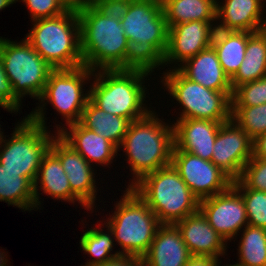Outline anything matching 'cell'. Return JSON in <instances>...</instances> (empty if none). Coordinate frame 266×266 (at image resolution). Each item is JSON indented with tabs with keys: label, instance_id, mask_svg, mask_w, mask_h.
<instances>
[{
	"label": "cell",
	"instance_id": "6da1fadb",
	"mask_svg": "<svg viewBox=\"0 0 266 266\" xmlns=\"http://www.w3.org/2000/svg\"><path fill=\"white\" fill-rule=\"evenodd\" d=\"M83 65L91 70L133 69V54L120 20L91 3L77 10Z\"/></svg>",
	"mask_w": 266,
	"mask_h": 266
},
{
	"label": "cell",
	"instance_id": "7a4b0ae2",
	"mask_svg": "<svg viewBox=\"0 0 266 266\" xmlns=\"http://www.w3.org/2000/svg\"><path fill=\"white\" fill-rule=\"evenodd\" d=\"M158 118L151 110L146 116L131 122L118 151L122 149L130 167L133 179L127 187H132L144 175L171 164L174 147L173 124Z\"/></svg>",
	"mask_w": 266,
	"mask_h": 266
},
{
	"label": "cell",
	"instance_id": "3957f363",
	"mask_svg": "<svg viewBox=\"0 0 266 266\" xmlns=\"http://www.w3.org/2000/svg\"><path fill=\"white\" fill-rule=\"evenodd\" d=\"M154 71L144 66L94 70V83L89 87L90 100L106 113L125 117L131 122L140 119L151 111L144 103L147 94L144 84L145 78Z\"/></svg>",
	"mask_w": 266,
	"mask_h": 266
},
{
	"label": "cell",
	"instance_id": "277c9868",
	"mask_svg": "<svg viewBox=\"0 0 266 266\" xmlns=\"http://www.w3.org/2000/svg\"><path fill=\"white\" fill-rule=\"evenodd\" d=\"M133 54V68L161 69L168 46L169 27L158 0H131L120 20Z\"/></svg>",
	"mask_w": 266,
	"mask_h": 266
},
{
	"label": "cell",
	"instance_id": "5b68a950",
	"mask_svg": "<svg viewBox=\"0 0 266 266\" xmlns=\"http://www.w3.org/2000/svg\"><path fill=\"white\" fill-rule=\"evenodd\" d=\"M25 39L53 69L83 66L78 12L68 9L61 15L32 21Z\"/></svg>",
	"mask_w": 266,
	"mask_h": 266
},
{
	"label": "cell",
	"instance_id": "8992f818",
	"mask_svg": "<svg viewBox=\"0 0 266 266\" xmlns=\"http://www.w3.org/2000/svg\"><path fill=\"white\" fill-rule=\"evenodd\" d=\"M131 188L161 224H175L199 210V199L172 164L144 175Z\"/></svg>",
	"mask_w": 266,
	"mask_h": 266
},
{
	"label": "cell",
	"instance_id": "52a82bcc",
	"mask_svg": "<svg viewBox=\"0 0 266 266\" xmlns=\"http://www.w3.org/2000/svg\"><path fill=\"white\" fill-rule=\"evenodd\" d=\"M114 213L104 222L112 231L113 238L123 255L142 258L149 250L161 225L147 203L131 187H126Z\"/></svg>",
	"mask_w": 266,
	"mask_h": 266
},
{
	"label": "cell",
	"instance_id": "ba28073f",
	"mask_svg": "<svg viewBox=\"0 0 266 266\" xmlns=\"http://www.w3.org/2000/svg\"><path fill=\"white\" fill-rule=\"evenodd\" d=\"M93 73L94 70L84 65L72 69H54L49 74L44 91L38 99L39 106L33 109L34 111L27 117L34 123L48 128L44 110L46 103H50L53 109L63 116L62 119H65L66 127L69 124L80 122L82 112L90 99V91L88 89L85 91L83 88L86 81H92Z\"/></svg>",
	"mask_w": 266,
	"mask_h": 266
},
{
	"label": "cell",
	"instance_id": "9c48e42d",
	"mask_svg": "<svg viewBox=\"0 0 266 266\" xmlns=\"http://www.w3.org/2000/svg\"><path fill=\"white\" fill-rule=\"evenodd\" d=\"M168 69L160 78L170 98L183 108L178 119H207L220 123L231 120L233 92L206 88L187 79L177 68Z\"/></svg>",
	"mask_w": 266,
	"mask_h": 266
},
{
	"label": "cell",
	"instance_id": "30bf717a",
	"mask_svg": "<svg viewBox=\"0 0 266 266\" xmlns=\"http://www.w3.org/2000/svg\"><path fill=\"white\" fill-rule=\"evenodd\" d=\"M0 57L15 96L20 101L26 95L38 100L53 67L25 38L15 42L0 36Z\"/></svg>",
	"mask_w": 266,
	"mask_h": 266
},
{
	"label": "cell",
	"instance_id": "8fae6325",
	"mask_svg": "<svg viewBox=\"0 0 266 266\" xmlns=\"http://www.w3.org/2000/svg\"><path fill=\"white\" fill-rule=\"evenodd\" d=\"M17 123L10 134L11 138L5 137L0 148V163L34 183L42 158L50 149L54 136L48 128L34 123L27 116Z\"/></svg>",
	"mask_w": 266,
	"mask_h": 266
},
{
	"label": "cell",
	"instance_id": "7c38bea8",
	"mask_svg": "<svg viewBox=\"0 0 266 266\" xmlns=\"http://www.w3.org/2000/svg\"><path fill=\"white\" fill-rule=\"evenodd\" d=\"M171 164L199 200L226 191L233 182L212 161L186 151L172 150Z\"/></svg>",
	"mask_w": 266,
	"mask_h": 266
},
{
	"label": "cell",
	"instance_id": "4fadbf2b",
	"mask_svg": "<svg viewBox=\"0 0 266 266\" xmlns=\"http://www.w3.org/2000/svg\"><path fill=\"white\" fill-rule=\"evenodd\" d=\"M199 210L227 242L248 225L244 200L232 185L222 193L199 200Z\"/></svg>",
	"mask_w": 266,
	"mask_h": 266
},
{
	"label": "cell",
	"instance_id": "5bb4252c",
	"mask_svg": "<svg viewBox=\"0 0 266 266\" xmlns=\"http://www.w3.org/2000/svg\"><path fill=\"white\" fill-rule=\"evenodd\" d=\"M50 150L61 161L67 174L71 193L84 205L85 210L93 213L97 195L94 165L89 164L71 145L56 131L50 144Z\"/></svg>",
	"mask_w": 266,
	"mask_h": 266
},
{
	"label": "cell",
	"instance_id": "9a60e30c",
	"mask_svg": "<svg viewBox=\"0 0 266 266\" xmlns=\"http://www.w3.org/2000/svg\"><path fill=\"white\" fill-rule=\"evenodd\" d=\"M252 144L250 136L231 119L219 128L211 161L232 181L238 180L252 158Z\"/></svg>",
	"mask_w": 266,
	"mask_h": 266
},
{
	"label": "cell",
	"instance_id": "2e32d148",
	"mask_svg": "<svg viewBox=\"0 0 266 266\" xmlns=\"http://www.w3.org/2000/svg\"><path fill=\"white\" fill-rule=\"evenodd\" d=\"M216 30L214 21H191L169 27L168 46L160 66H179L188 58L212 45ZM180 62V63H178Z\"/></svg>",
	"mask_w": 266,
	"mask_h": 266
},
{
	"label": "cell",
	"instance_id": "e0dca14e",
	"mask_svg": "<svg viewBox=\"0 0 266 266\" xmlns=\"http://www.w3.org/2000/svg\"><path fill=\"white\" fill-rule=\"evenodd\" d=\"M221 124L207 119H176L173 150L186 151L211 161Z\"/></svg>",
	"mask_w": 266,
	"mask_h": 266
},
{
	"label": "cell",
	"instance_id": "ac0fdd59",
	"mask_svg": "<svg viewBox=\"0 0 266 266\" xmlns=\"http://www.w3.org/2000/svg\"><path fill=\"white\" fill-rule=\"evenodd\" d=\"M191 255H226L227 241L210 225L200 210L175 223Z\"/></svg>",
	"mask_w": 266,
	"mask_h": 266
},
{
	"label": "cell",
	"instance_id": "d6986e66",
	"mask_svg": "<svg viewBox=\"0 0 266 266\" xmlns=\"http://www.w3.org/2000/svg\"><path fill=\"white\" fill-rule=\"evenodd\" d=\"M62 126H55L57 133L89 164L95 162V166L98 164L108 167L113 163L114 157L118 156V149L110 141L85 128L80 122L69 124L68 128L63 124Z\"/></svg>",
	"mask_w": 266,
	"mask_h": 266
},
{
	"label": "cell",
	"instance_id": "ffe728a7",
	"mask_svg": "<svg viewBox=\"0 0 266 266\" xmlns=\"http://www.w3.org/2000/svg\"><path fill=\"white\" fill-rule=\"evenodd\" d=\"M191 254L175 224H161L147 253L143 266H185Z\"/></svg>",
	"mask_w": 266,
	"mask_h": 266
},
{
	"label": "cell",
	"instance_id": "44dd1931",
	"mask_svg": "<svg viewBox=\"0 0 266 266\" xmlns=\"http://www.w3.org/2000/svg\"><path fill=\"white\" fill-rule=\"evenodd\" d=\"M176 68L187 79L206 88L220 92H233L231 81L221 67L217 52L212 45L188 58Z\"/></svg>",
	"mask_w": 266,
	"mask_h": 266
},
{
	"label": "cell",
	"instance_id": "7402d4cb",
	"mask_svg": "<svg viewBox=\"0 0 266 266\" xmlns=\"http://www.w3.org/2000/svg\"><path fill=\"white\" fill-rule=\"evenodd\" d=\"M218 1L216 20L219 22L216 21V29L219 30L253 33L265 13L266 0H224L220 3Z\"/></svg>",
	"mask_w": 266,
	"mask_h": 266
},
{
	"label": "cell",
	"instance_id": "603a6c76",
	"mask_svg": "<svg viewBox=\"0 0 266 266\" xmlns=\"http://www.w3.org/2000/svg\"><path fill=\"white\" fill-rule=\"evenodd\" d=\"M39 190H43L47 196L49 195L53 199L55 198L69 203L78 201V204L84 207V205L79 203V200L71 193L67 174L62 168L61 161L50 149L43 156L37 177L34 181L36 210L40 209L39 207L41 205V200L39 199V195L41 194L38 192Z\"/></svg>",
	"mask_w": 266,
	"mask_h": 266
},
{
	"label": "cell",
	"instance_id": "cb8c5ba5",
	"mask_svg": "<svg viewBox=\"0 0 266 266\" xmlns=\"http://www.w3.org/2000/svg\"><path fill=\"white\" fill-rule=\"evenodd\" d=\"M80 123L110 141L118 149L131 121L125 117L106 113L89 99L82 112Z\"/></svg>",
	"mask_w": 266,
	"mask_h": 266
},
{
	"label": "cell",
	"instance_id": "d4e9b609",
	"mask_svg": "<svg viewBox=\"0 0 266 266\" xmlns=\"http://www.w3.org/2000/svg\"><path fill=\"white\" fill-rule=\"evenodd\" d=\"M248 31H224L216 29L212 46L217 52L225 74L231 79L245 59Z\"/></svg>",
	"mask_w": 266,
	"mask_h": 266
},
{
	"label": "cell",
	"instance_id": "484cf974",
	"mask_svg": "<svg viewBox=\"0 0 266 266\" xmlns=\"http://www.w3.org/2000/svg\"><path fill=\"white\" fill-rule=\"evenodd\" d=\"M162 9L168 27L191 21H217V0H165Z\"/></svg>",
	"mask_w": 266,
	"mask_h": 266
},
{
	"label": "cell",
	"instance_id": "4316f807",
	"mask_svg": "<svg viewBox=\"0 0 266 266\" xmlns=\"http://www.w3.org/2000/svg\"><path fill=\"white\" fill-rule=\"evenodd\" d=\"M0 201L24 211L36 209L34 183L0 163Z\"/></svg>",
	"mask_w": 266,
	"mask_h": 266
},
{
	"label": "cell",
	"instance_id": "83f0119b",
	"mask_svg": "<svg viewBox=\"0 0 266 266\" xmlns=\"http://www.w3.org/2000/svg\"><path fill=\"white\" fill-rule=\"evenodd\" d=\"M266 75V46L256 32L248 40L245 59L236 74L230 79L232 90L246 82L259 80Z\"/></svg>",
	"mask_w": 266,
	"mask_h": 266
},
{
	"label": "cell",
	"instance_id": "f1b7e54d",
	"mask_svg": "<svg viewBox=\"0 0 266 266\" xmlns=\"http://www.w3.org/2000/svg\"><path fill=\"white\" fill-rule=\"evenodd\" d=\"M103 220L99 225H94L95 228L91 227L92 229H87L82 236L80 237L79 244L81 245L82 251L84 253L92 256L91 258L85 263V265L82 266H93L96 264L104 263L107 260H110L114 257H117L120 255L119 251H116L112 254V250L114 247V238L112 235V231L107 227ZM104 225L107 229L104 228ZM97 226V227H96ZM99 226V227H98ZM103 229V230H102ZM108 230V231H104ZM104 231V232H103Z\"/></svg>",
	"mask_w": 266,
	"mask_h": 266
},
{
	"label": "cell",
	"instance_id": "f546056e",
	"mask_svg": "<svg viewBox=\"0 0 266 266\" xmlns=\"http://www.w3.org/2000/svg\"><path fill=\"white\" fill-rule=\"evenodd\" d=\"M240 232L239 266H266V229L247 225Z\"/></svg>",
	"mask_w": 266,
	"mask_h": 266
},
{
	"label": "cell",
	"instance_id": "4dcf8cb0",
	"mask_svg": "<svg viewBox=\"0 0 266 266\" xmlns=\"http://www.w3.org/2000/svg\"><path fill=\"white\" fill-rule=\"evenodd\" d=\"M232 186L244 200L248 225L266 229V191L249 189L239 179Z\"/></svg>",
	"mask_w": 266,
	"mask_h": 266
},
{
	"label": "cell",
	"instance_id": "1f68e13d",
	"mask_svg": "<svg viewBox=\"0 0 266 266\" xmlns=\"http://www.w3.org/2000/svg\"><path fill=\"white\" fill-rule=\"evenodd\" d=\"M231 119L254 140L266 133V103L250 107H232Z\"/></svg>",
	"mask_w": 266,
	"mask_h": 266
},
{
	"label": "cell",
	"instance_id": "d6a6232c",
	"mask_svg": "<svg viewBox=\"0 0 266 266\" xmlns=\"http://www.w3.org/2000/svg\"><path fill=\"white\" fill-rule=\"evenodd\" d=\"M232 107H250L264 104L262 77L237 86L232 94Z\"/></svg>",
	"mask_w": 266,
	"mask_h": 266
},
{
	"label": "cell",
	"instance_id": "836d02e7",
	"mask_svg": "<svg viewBox=\"0 0 266 266\" xmlns=\"http://www.w3.org/2000/svg\"><path fill=\"white\" fill-rule=\"evenodd\" d=\"M239 180L249 189L266 191V160L251 158L245 164Z\"/></svg>",
	"mask_w": 266,
	"mask_h": 266
},
{
	"label": "cell",
	"instance_id": "e575fe53",
	"mask_svg": "<svg viewBox=\"0 0 266 266\" xmlns=\"http://www.w3.org/2000/svg\"><path fill=\"white\" fill-rule=\"evenodd\" d=\"M20 1V0H17ZM30 11L31 20L51 18L63 14L68 8L61 0H21Z\"/></svg>",
	"mask_w": 266,
	"mask_h": 266
},
{
	"label": "cell",
	"instance_id": "d590c367",
	"mask_svg": "<svg viewBox=\"0 0 266 266\" xmlns=\"http://www.w3.org/2000/svg\"><path fill=\"white\" fill-rule=\"evenodd\" d=\"M22 101L13 93L10 81L4 71L3 62L0 57V107L10 113H16L21 110Z\"/></svg>",
	"mask_w": 266,
	"mask_h": 266
},
{
	"label": "cell",
	"instance_id": "8d00e7d4",
	"mask_svg": "<svg viewBox=\"0 0 266 266\" xmlns=\"http://www.w3.org/2000/svg\"><path fill=\"white\" fill-rule=\"evenodd\" d=\"M131 0H91V4L104 16L121 20L128 11Z\"/></svg>",
	"mask_w": 266,
	"mask_h": 266
},
{
	"label": "cell",
	"instance_id": "74e56055",
	"mask_svg": "<svg viewBox=\"0 0 266 266\" xmlns=\"http://www.w3.org/2000/svg\"><path fill=\"white\" fill-rule=\"evenodd\" d=\"M93 266H143L142 258L134 255L120 254L104 263L96 264Z\"/></svg>",
	"mask_w": 266,
	"mask_h": 266
},
{
	"label": "cell",
	"instance_id": "f35d334b",
	"mask_svg": "<svg viewBox=\"0 0 266 266\" xmlns=\"http://www.w3.org/2000/svg\"><path fill=\"white\" fill-rule=\"evenodd\" d=\"M219 261L218 257L191 255L185 266H218Z\"/></svg>",
	"mask_w": 266,
	"mask_h": 266
},
{
	"label": "cell",
	"instance_id": "ab89813d",
	"mask_svg": "<svg viewBox=\"0 0 266 266\" xmlns=\"http://www.w3.org/2000/svg\"><path fill=\"white\" fill-rule=\"evenodd\" d=\"M252 158L266 160V133L259 135L253 140Z\"/></svg>",
	"mask_w": 266,
	"mask_h": 266
},
{
	"label": "cell",
	"instance_id": "60d3db41",
	"mask_svg": "<svg viewBox=\"0 0 266 266\" xmlns=\"http://www.w3.org/2000/svg\"><path fill=\"white\" fill-rule=\"evenodd\" d=\"M61 1L68 9H75V10L81 9L86 4L91 2V0H61Z\"/></svg>",
	"mask_w": 266,
	"mask_h": 266
},
{
	"label": "cell",
	"instance_id": "b9f144b4",
	"mask_svg": "<svg viewBox=\"0 0 266 266\" xmlns=\"http://www.w3.org/2000/svg\"><path fill=\"white\" fill-rule=\"evenodd\" d=\"M264 14L266 15V10H265ZM255 32L262 39V41L264 42V44L266 46V16L264 17V15H263V17H262L261 21L259 22Z\"/></svg>",
	"mask_w": 266,
	"mask_h": 266
},
{
	"label": "cell",
	"instance_id": "7bdbcfd3",
	"mask_svg": "<svg viewBox=\"0 0 266 266\" xmlns=\"http://www.w3.org/2000/svg\"><path fill=\"white\" fill-rule=\"evenodd\" d=\"M7 252H4V250L0 251V266H8L9 264H7L9 261H8V256L6 254ZM6 254V255H5Z\"/></svg>",
	"mask_w": 266,
	"mask_h": 266
},
{
	"label": "cell",
	"instance_id": "ee69618b",
	"mask_svg": "<svg viewBox=\"0 0 266 266\" xmlns=\"http://www.w3.org/2000/svg\"><path fill=\"white\" fill-rule=\"evenodd\" d=\"M17 0H0V11L9 7L11 4H16Z\"/></svg>",
	"mask_w": 266,
	"mask_h": 266
},
{
	"label": "cell",
	"instance_id": "f6af8a7d",
	"mask_svg": "<svg viewBox=\"0 0 266 266\" xmlns=\"http://www.w3.org/2000/svg\"><path fill=\"white\" fill-rule=\"evenodd\" d=\"M262 93L264 104L266 103V75L262 77Z\"/></svg>",
	"mask_w": 266,
	"mask_h": 266
},
{
	"label": "cell",
	"instance_id": "bcb514c9",
	"mask_svg": "<svg viewBox=\"0 0 266 266\" xmlns=\"http://www.w3.org/2000/svg\"><path fill=\"white\" fill-rule=\"evenodd\" d=\"M1 126L2 125H0V148L3 145V142L5 140V136L3 135L4 133L1 131Z\"/></svg>",
	"mask_w": 266,
	"mask_h": 266
},
{
	"label": "cell",
	"instance_id": "7dc6e473",
	"mask_svg": "<svg viewBox=\"0 0 266 266\" xmlns=\"http://www.w3.org/2000/svg\"><path fill=\"white\" fill-rule=\"evenodd\" d=\"M219 266V265H218ZM221 266V265H220ZM222 266H239V265H237V264H230V265H228V264H224V265H222Z\"/></svg>",
	"mask_w": 266,
	"mask_h": 266
}]
</instances>
